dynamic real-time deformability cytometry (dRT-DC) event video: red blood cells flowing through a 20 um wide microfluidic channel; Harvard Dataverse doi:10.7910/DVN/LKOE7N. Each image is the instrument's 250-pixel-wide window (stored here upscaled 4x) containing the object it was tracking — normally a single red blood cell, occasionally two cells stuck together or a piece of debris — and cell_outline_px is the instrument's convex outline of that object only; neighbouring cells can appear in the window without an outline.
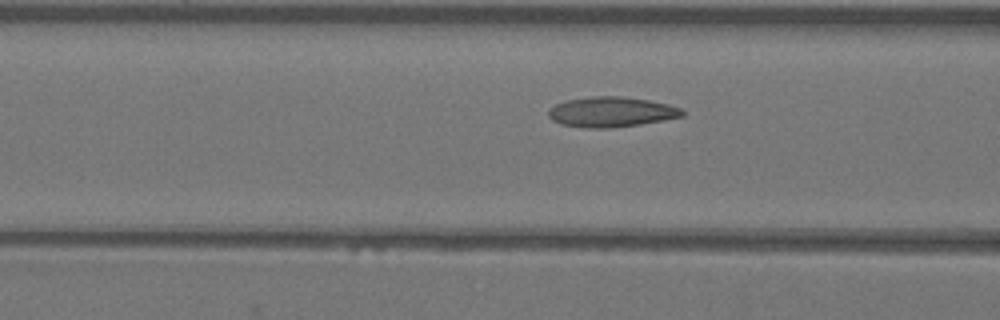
{"species": "Egyptian fruit bat (a non-hibernating species)", "species_latin": "Rousettus aegyptiacus", "temperature_condition": "warm", "stored_images_in_passage": 16, "camera_frame_rate_fps": 3000, "um_per_image_px": 0.085, "animal": {"sex": "female"}, "frame": {"image": 1, "passage_image": 14, "time_ms": 4.333, "image_size_px": [1000, 320], "cell_outline_px": [[684, 116], [664, 120], [640, 124], [608, 128], [584, 128], [560, 124], [552, 120], [548, 116], [548, 108], [556, 104], [568, 100], [592, 96], [620, 96], [648, 100], [668, 104], [680, 108], [684, 112]], "centroid_in_image_um": [51.94, 9.52], "position_along_channel_um": 114.7, "area_um2": 23.52}}